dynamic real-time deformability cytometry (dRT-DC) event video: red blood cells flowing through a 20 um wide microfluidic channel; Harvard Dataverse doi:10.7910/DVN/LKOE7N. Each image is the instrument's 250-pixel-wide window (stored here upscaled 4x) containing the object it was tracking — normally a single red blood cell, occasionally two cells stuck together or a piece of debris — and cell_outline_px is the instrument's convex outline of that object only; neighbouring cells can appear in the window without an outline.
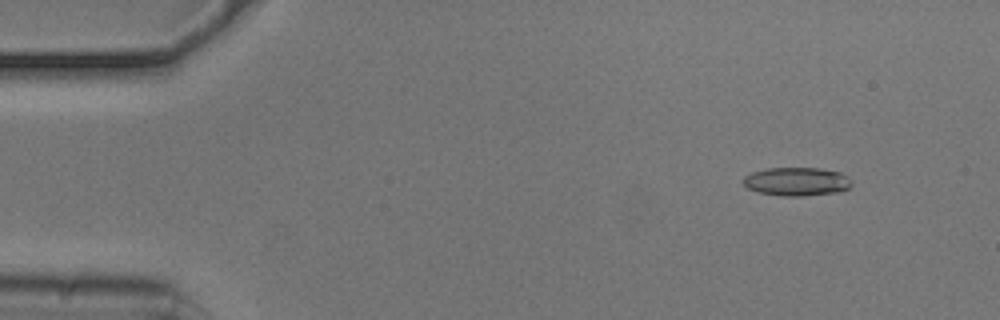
{"species": "common noctule bat (a hibernating species)", "species_latin": "Nyctalus noctula", "temperature_condition": "cold", "stored_images_in_passage": 50, "camera_frame_rate_fps": 3000, "um_per_image_px": 0.085, "animal": {"sex": "male", "body_mass_g": 20.5, "forearm_length_mm": 52.5}, "frame": {"image": 1, "passage_image": 2, "time_ms": 0.333, "image_size_px": [1000, 320], "cell_outline_px": [[852, 184], [848, 188], [840, 192], [804, 196], [780, 196], [760, 192], [748, 188], [740, 180], [744, 176], [752, 172], [768, 168], [820, 168], [840, 172], [848, 176], [852, 180]], "centroid_in_image_um": [67.74, 15.43], "position_along_channel_um": 17.3, "area_um2": 18.21}}
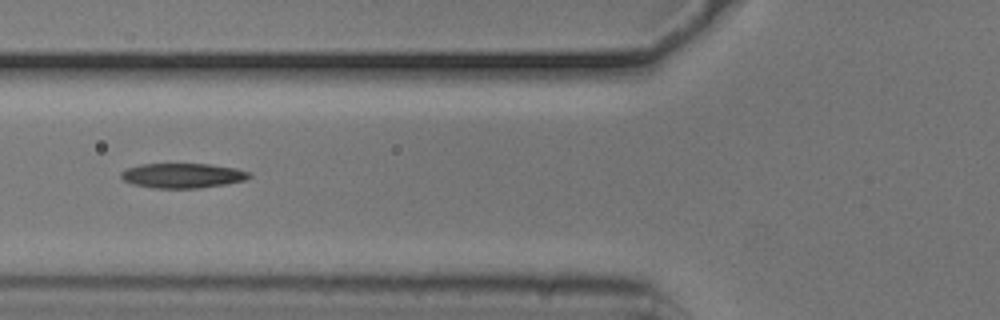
{"frame": {"image": 2, "passage_image": 17, "time_ms": 5.333, "image_size_px": [1000, 320], "cell_outline_px": [[252, 176], [244, 180], [224, 184], [200, 188], [156, 188], [132, 184], [124, 180], [120, 176], [120, 172], [128, 168], [140, 164], [208, 164], [236, 168], [248, 172]], "centroid_in_image_um": [15.5, 14.92], "position_along_channel_um": 110.3, "area_um2": 18.38}}
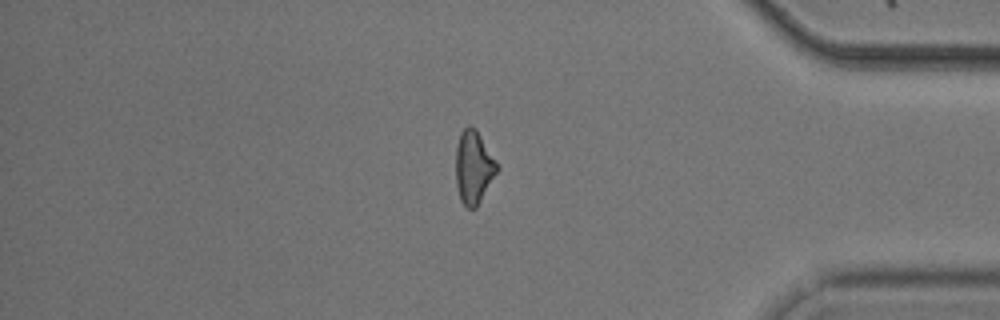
{"frame": {"image": 3, "passage_image": 42, "time_ms": 13.667, "image_size_px": [1000, 320], "cell_outline_px": [[500, 168], [476, 208], [468, 208], [460, 200], [456, 184], [456, 148], [460, 132], [468, 124], [476, 128]], "centroid_in_image_um": [40.25, 14.2], "position_along_channel_um": 394.9, "area_um2": 17.57}}